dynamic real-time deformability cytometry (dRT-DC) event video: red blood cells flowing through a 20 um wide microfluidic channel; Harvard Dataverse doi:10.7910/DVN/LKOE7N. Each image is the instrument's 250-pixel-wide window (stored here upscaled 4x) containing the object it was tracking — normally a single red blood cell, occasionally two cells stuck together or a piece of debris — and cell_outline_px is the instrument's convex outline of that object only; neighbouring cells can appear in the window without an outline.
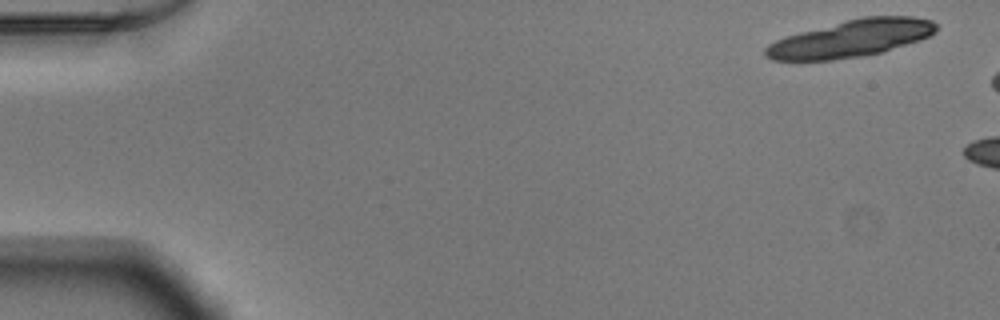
{"species": "Egyptian fruit bat (a non-hibernating species)", "species_latin": "Rousettus aegyptiacus", "temperature_condition": "warm", "stored_images_in_passage": 6, "camera_frame_rate_fps": 3000, "um_per_image_px": 0.085, "animal": {"sex": "male"}, "frame": {"image": 1, "passage_image": 2, "time_ms": 0.333, "image_size_px": [1000, 320], "cell_outline_px": [[936, 32], [920, 40], [884, 52], [860, 56], [832, 60], [772, 60], [764, 56], [764, 48], [768, 44], [776, 40], [800, 32], [864, 16], [912, 16], [932, 20], [936, 24]], "centroid_in_image_um": [72.36, 3.28], "position_along_channel_um": 12.6, "area_um2": 36.7}}